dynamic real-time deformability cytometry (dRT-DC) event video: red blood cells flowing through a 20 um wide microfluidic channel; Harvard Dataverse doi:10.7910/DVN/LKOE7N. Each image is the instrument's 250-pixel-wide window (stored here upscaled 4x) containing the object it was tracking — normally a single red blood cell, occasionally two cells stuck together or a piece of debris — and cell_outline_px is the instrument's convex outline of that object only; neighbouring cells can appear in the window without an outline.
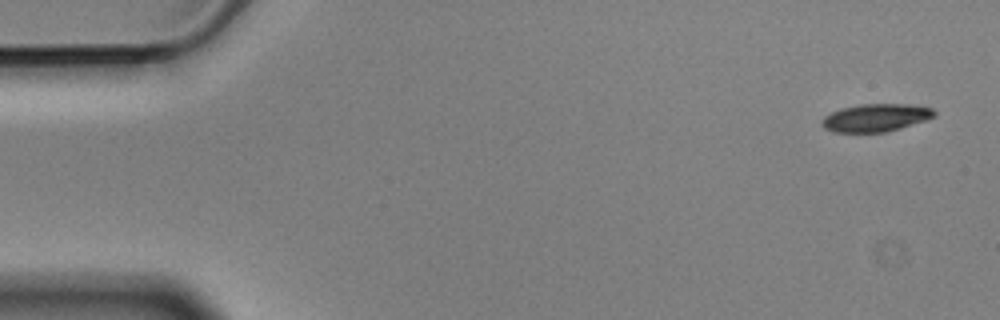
{"species": "Egyptian fruit bat (a non-hibernating species)", "species_latin": "Rousettus aegyptiacus", "temperature_condition": "cold", "stored_images_in_passage": 5, "segment_of_instrument_passage": [1, 2], "camera_frame_rate_fps": 3000, "um_per_image_px": 0.085, "animal": {"sex": "male"}, "frame": {"image": 1, "passage_image": 1, "time_ms": 0.0, "image_size_px": [1000, 320], "cell_outline_px": [[936, 116], [928, 120], [900, 128], [884, 132], [832, 132], [824, 128], [820, 124], [824, 116], [832, 112], [844, 108], [860, 104], [908, 104], [932, 108], [936, 112]], "centroid_in_image_um": [74.46, 10.01], "position_along_channel_um": 10.5, "area_um2": 18.21}}
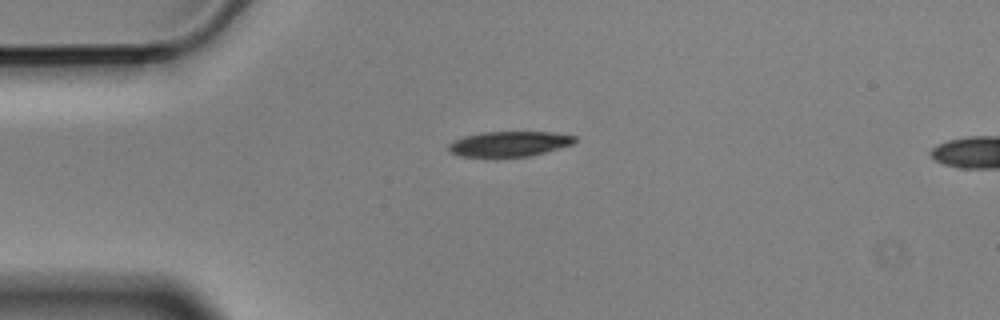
{"frame": {"image": 2, "passage_image": 4, "time_ms": 1.0, "image_size_px": [1000, 320], "cell_outline_px": [[576, 140], [572, 144], [544, 152], [528, 156], [460, 156], [448, 152], [448, 144], [464, 136], [484, 132], [552, 132], [576, 136]], "centroid_in_image_um": [43.27, 12.22], "position_along_channel_um": 41.7, "area_um2": 18.21}}